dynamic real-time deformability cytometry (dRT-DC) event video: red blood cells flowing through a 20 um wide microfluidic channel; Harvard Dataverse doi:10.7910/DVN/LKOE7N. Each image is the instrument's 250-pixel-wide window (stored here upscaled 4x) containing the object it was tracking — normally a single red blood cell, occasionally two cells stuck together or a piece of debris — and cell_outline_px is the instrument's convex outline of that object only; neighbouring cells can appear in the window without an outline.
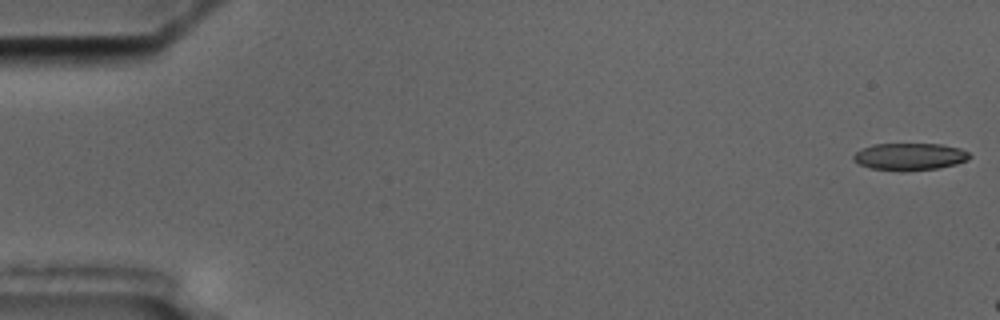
{"species": "common noctule bat (a hibernating species)", "species_latin": "Nyctalus noctula", "temperature_condition": "cold", "stored_images_in_passage": 6, "camera_frame_rate_fps": 3000, "um_per_image_px": 0.085, "animal": {"sex": "male", "body_mass_g": 17.5, "forearm_length_mm": 52.3}, "frame": {"image": 1, "passage_image": 1, "time_ms": 0.0, "image_size_px": [1000, 320], "cell_outline_px": [[972, 156], [968, 160], [956, 164], [936, 168], [904, 172], [900, 172], [868, 168], [852, 160], [852, 156], [856, 152], [872, 144], [940, 144], [960, 148], [968, 152]], "centroid_in_image_um": [77.31, 13.33], "position_along_channel_um": 7.7, "area_um2": 18.61}}
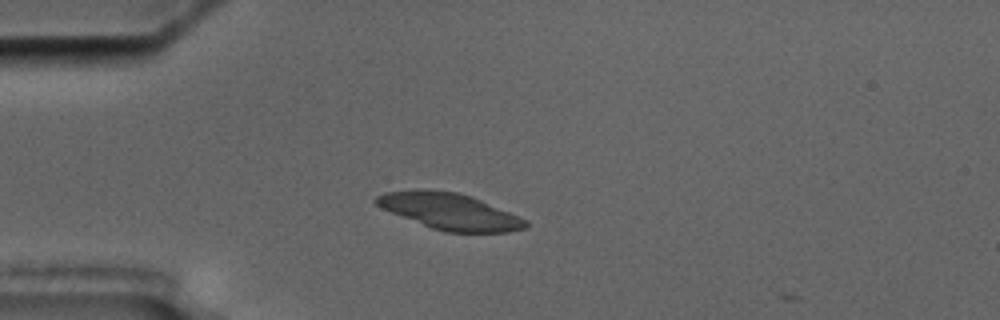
{"frame": {"image": 2, "passage_image": 4, "time_ms": 7.333, "image_size_px": [1000, 320], "cell_outline_px": [[528, 228], [508, 232], [444, 232], [432, 228], [380, 208], [372, 200], [376, 196], [384, 192], [424, 188], [456, 192], [472, 196], [528, 220]], "centroid_in_image_um": [38.21, 17.95], "position_along_channel_um": 46.8, "area_um2": 31.79}}